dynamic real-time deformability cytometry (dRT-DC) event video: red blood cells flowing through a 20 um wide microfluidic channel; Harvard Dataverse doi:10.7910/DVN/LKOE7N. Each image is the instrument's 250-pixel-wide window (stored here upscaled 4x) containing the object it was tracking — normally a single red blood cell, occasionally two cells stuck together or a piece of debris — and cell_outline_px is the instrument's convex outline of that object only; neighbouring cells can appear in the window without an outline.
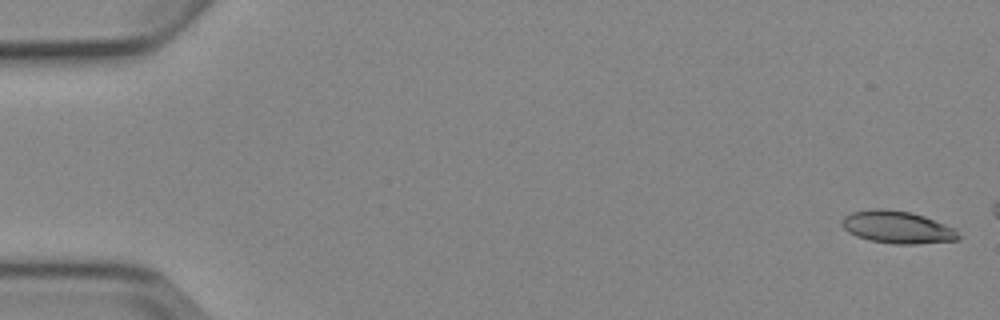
{"species": "Egyptian fruit bat (a non-hibernating species)", "species_latin": "Rousettus aegyptiacus", "temperature_condition": "cold", "stored_images_in_passage": 4, "camera_frame_rate_fps": 3000, "um_per_image_px": 0.085, "animal": {"sex": "female"}, "frame": {"image": 1, "passage_image": 1, "time_ms": 0.0, "image_size_px": [1000, 320], "cell_outline_px": [[960, 240], [916, 244], [892, 244], [872, 240], [856, 236], [848, 232], [840, 224], [840, 220], [844, 216], [852, 212], [876, 208], [884, 208], [908, 212], [924, 216], [956, 228], [960, 236]], "centroid_in_image_um": [76.28, 19.31], "position_along_channel_um": 8.7, "area_um2": 22.14}}